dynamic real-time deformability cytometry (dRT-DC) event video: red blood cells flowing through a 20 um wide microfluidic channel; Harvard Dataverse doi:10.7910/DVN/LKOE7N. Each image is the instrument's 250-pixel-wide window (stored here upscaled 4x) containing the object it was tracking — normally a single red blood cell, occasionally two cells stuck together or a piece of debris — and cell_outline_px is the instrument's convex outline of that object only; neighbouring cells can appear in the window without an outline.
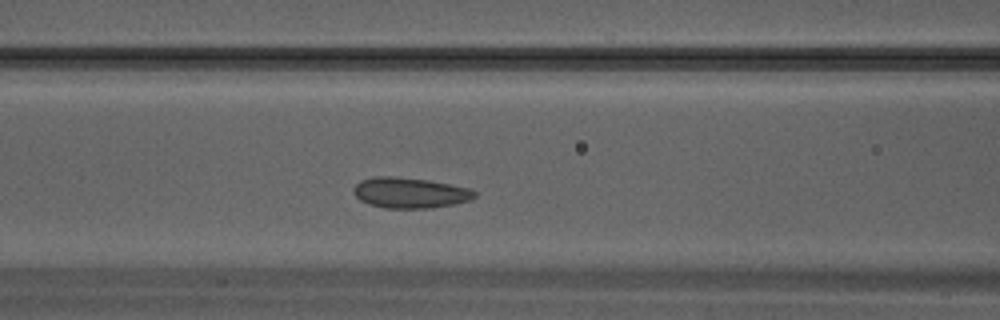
{"species": "Egyptian fruit bat (a non-hibernating species)", "species_latin": "Rousettus aegyptiacus", "temperature_condition": "warm", "stored_images_in_passage": 28, "camera_frame_rate_fps": 3000, "um_per_image_px": 0.085, "animal": {"sex": "male"}, "frame": {"image": 1, "passage_image": 8, "time_ms": 2.333, "image_size_px": [1000, 320], "cell_outline_px": [[476, 196], [468, 200], [452, 204], [432, 208], [384, 208], [368, 204], [360, 200], [352, 192], [352, 188], [360, 180], [376, 176], [392, 176], [428, 180], [468, 188], [476, 192]], "centroid_in_image_um": [34.78, 16.39], "position_along_channel_um": 131.8, "area_um2": 21.5}}
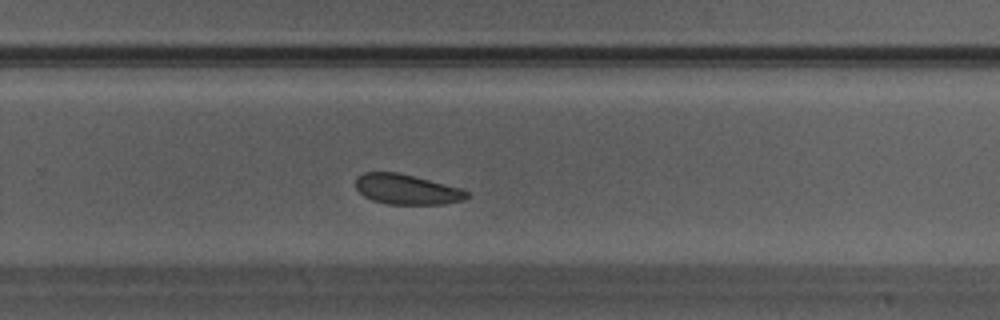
{"frame": {"image": 2, "passage_image": 16, "time_ms": 5.0, "image_size_px": [1000, 320], "cell_outline_px": [[468, 196], [464, 200], [444, 204], [388, 204], [372, 200], [364, 196], [356, 188], [356, 176], [364, 172], [396, 172], [460, 188], [468, 192]], "centroid_in_image_um": [34.54, 16.1], "position_along_channel_um": 295.3, "area_um2": 19.31}}
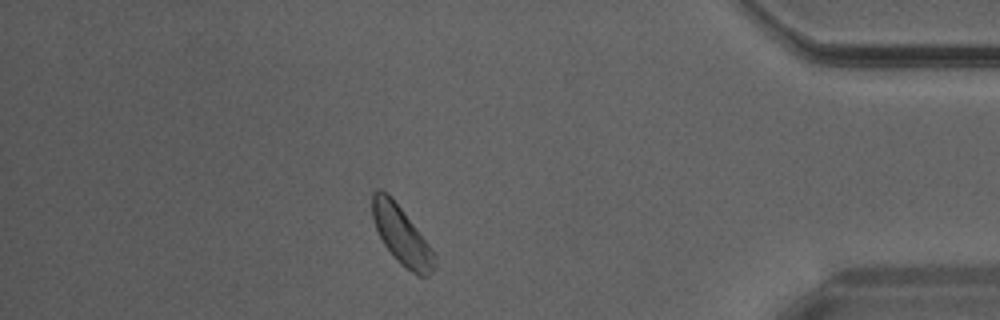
{"frame": {"image": 3, "passage_image": 23, "time_ms": 7.333, "image_size_px": [1000, 320], "cell_outline_px": [[436, 264], [432, 272], [428, 276], [420, 276], [404, 268], [396, 260], [384, 244], [376, 228], [372, 216], [372, 192], [376, 188], [380, 188], [400, 208], [428, 244], [436, 256]], "centroid_in_image_um": [34.13, 20.05], "position_along_channel_um": 401.1, "area_um2": 20.52}}